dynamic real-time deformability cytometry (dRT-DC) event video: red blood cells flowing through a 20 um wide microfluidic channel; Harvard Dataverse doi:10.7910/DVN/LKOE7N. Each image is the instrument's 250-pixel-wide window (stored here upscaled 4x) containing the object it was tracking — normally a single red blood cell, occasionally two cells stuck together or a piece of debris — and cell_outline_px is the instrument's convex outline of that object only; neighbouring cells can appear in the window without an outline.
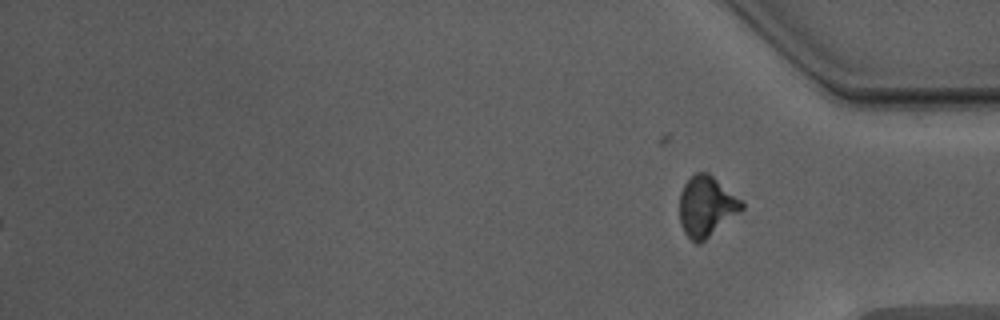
{"species": "Egyptian fruit bat (a non-hibernating species)", "species_latin": "Rousettus aegyptiacus", "temperature_condition": "warm", "stored_images_in_passage": 57, "segment_of_instrument_passage": [2, 2], "camera_frame_rate_fps": 3000, "um_per_image_px": 0.085, "animal": {"sex": "male"}, "frame": {"image": 1, "passage_image": 57, "time_ms": 18.667, "image_size_px": [1000, 320], "cell_outline_px": [[744, 208], [700, 244], [696, 244], [684, 232], [680, 224], [680, 192], [684, 184], [696, 172], [708, 172], [740, 200], [744, 204]], "centroid_in_image_um": [60.01, 17.55], "position_along_channel_um": 375.2, "area_um2": 21.5}}